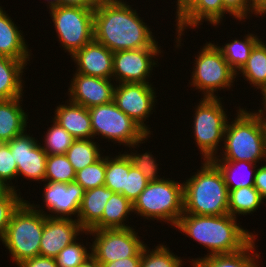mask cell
Instances as JSON below:
<instances>
[{
  "label": "cell",
  "mask_w": 266,
  "mask_h": 267,
  "mask_svg": "<svg viewBox=\"0 0 266 267\" xmlns=\"http://www.w3.org/2000/svg\"><path fill=\"white\" fill-rule=\"evenodd\" d=\"M45 215L26 200L13 213L1 242L9 250L14 264L39 256Z\"/></svg>",
  "instance_id": "obj_6"
},
{
  "label": "cell",
  "mask_w": 266,
  "mask_h": 267,
  "mask_svg": "<svg viewBox=\"0 0 266 267\" xmlns=\"http://www.w3.org/2000/svg\"><path fill=\"white\" fill-rule=\"evenodd\" d=\"M58 41L73 56L94 39V9L56 6L49 9Z\"/></svg>",
  "instance_id": "obj_9"
},
{
  "label": "cell",
  "mask_w": 266,
  "mask_h": 267,
  "mask_svg": "<svg viewBox=\"0 0 266 267\" xmlns=\"http://www.w3.org/2000/svg\"><path fill=\"white\" fill-rule=\"evenodd\" d=\"M263 203L262 197L254 186L229 190L228 212L232 217L252 214Z\"/></svg>",
  "instance_id": "obj_30"
},
{
  "label": "cell",
  "mask_w": 266,
  "mask_h": 267,
  "mask_svg": "<svg viewBox=\"0 0 266 267\" xmlns=\"http://www.w3.org/2000/svg\"><path fill=\"white\" fill-rule=\"evenodd\" d=\"M261 93H262V94H261V95H262L261 98H262V101H263V102H261V103L263 104V105H262V107H263V106H266V88H265Z\"/></svg>",
  "instance_id": "obj_53"
},
{
  "label": "cell",
  "mask_w": 266,
  "mask_h": 267,
  "mask_svg": "<svg viewBox=\"0 0 266 267\" xmlns=\"http://www.w3.org/2000/svg\"><path fill=\"white\" fill-rule=\"evenodd\" d=\"M191 267H199L197 264H193Z\"/></svg>",
  "instance_id": "obj_54"
},
{
  "label": "cell",
  "mask_w": 266,
  "mask_h": 267,
  "mask_svg": "<svg viewBox=\"0 0 266 267\" xmlns=\"http://www.w3.org/2000/svg\"><path fill=\"white\" fill-rule=\"evenodd\" d=\"M12 188L0 178V197L7 195Z\"/></svg>",
  "instance_id": "obj_49"
},
{
  "label": "cell",
  "mask_w": 266,
  "mask_h": 267,
  "mask_svg": "<svg viewBox=\"0 0 266 267\" xmlns=\"http://www.w3.org/2000/svg\"><path fill=\"white\" fill-rule=\"evenodd\" d=\"M113 193L105 185L84 192L78 212V222L85 231L90 230L102 218L106 204Z\"/></svg>",
  "instance_id": "obj_24"
},
{
  "label": "cell",
  "mask_w": 266,
  "mask_h": 267,
  "mask_svg": "<svg viewBox=\"0 0 266 267\" xmlns=\"http://www.w3.org/2000/svg\"><path fill=\"white\" fill-rule=\"evenodd\" d=\"M198 54L194 60L190 85L200 89L199 92L207 98L218 97L215 94L218 90H229L234 85L236 72L226 62L217 45L207 42Z\"/></svg>",
  "instance_id": "obj_8"
},
{
  "label": "cell",
  "mask_w": 266,
  "mask_h": 267,
  "mask_svg": "<svg viewBox=\"0 0 266 267\" xmlns=\"http://www.w3.org/2000/svg\"><path fill=\"white\" fill-rule=\"evenodd\" d=\"M99 0H59V6L95 9Z\"/></svg>",
  "instance_id": "obj_46"
},
{
  "label": "cell",
  "mask_w": 266,
  "mask_h": 267,
  "mask_svg": "<svg viewBox=\"0 0 266 267\" xmlns=\"http://www.w3.org/2000/svg\"><path fill=\"white\" fill-rule=\"evenodd\" d=\"M152 84L120 83L114 87L113 101L117 107L135 121L147 134H151L144 123L157 101L156 92ZM152 112V113H151Z\"/></svg>",
  "instance_id": "obj_13"
},
{
  "label": "cell",
  "mask_w": 266,
  "mask_h": 267,
  "mask_svg": "<svg viewBox=\"0 0 266 267\" xmlns=\"http://www.w3.org/2000/svg\"><path fill=\"white\" fill-rule=\"evenodd\" d=\"M106 173V156H102L95 163L84 167L76 172L75 181L80 184L83 189L89 190L105 184Z\"/></svg>",
  "instance_id": "obj_37"
},
{
  "label": "cell",
  "mask_w": 266,
  "mask_h": 267,
  "mask_svg": "<svg viewBox=\"0 0 266 267\" xmlns=\"http://www.w3.org/2000/svg\"><path fill=\"white\" fill-rule=\"evenodd\" d=\"M228 12L224 9L222 0H191L177 15H176V48H179L184 36V29L195 28L202 25L205 21L213 26L221 24L224 14Z\"/></svg>",
  "instance_id": "obj_17"
},
{
  "label": "cell",
  "mask_w": 266,
  "mask_h": 267,
  "mask_svg": "<svg viewBox=\"0 0 266 267\" xmlns=\"http://www.w3.org/2000/svg\"><path fill=\"white\" fill-rule=\"evenodd\" d=\"M76 172L65 154L48 155L45 166L44 182L68 184L75 181Z\"/></svg>",
  "instance_id": "obj_33"
},
{
  "label": "cell",
  "mask_w": 266,
  "mask_h": 267,
  "mask_svg": "<svg viewBox=\"0 0 266 267\" xmlns=\"http://www.w3.org/2000/svg\"><path fill=\"white\" fill-rule=\"evenodd\" d=\"M224 9L229 15L233 16L239 21H245L248 15L255 14L259 16L260 14L253 8L251 0H222Z\"/></svg>",
  "instance_id": "obj_42"
},
{
  "label": "cell",
  "mask_w": 266,
  "mask_h": 267,
  "mask_svg": "<svg viewBox=\"0 0 266 267\" xmlns=\"http://www.w3.org/2000/svg\"><path fill=\"white\" fill-rule=\"evenodd\" d=\"M69 101L85 108L104 105L113 101L115 82L113 79L74 73L71 79Z\"/></svg>",
  "instance_id": "obj_16"
},
{
  "label": "cell",
  "mask_w": 266,
  "mask_h": 267,
  "mask_svg": "<svg viewBox=\"0 0 266 267\" xmlns=\"http://www.w3.org/2000/svg\"><path fill=\"white\" fill-rule=\"evenodd\" d=\"M191 0H177L176 1V15L190 2Z\"/></svg>",
  "instance_id": "obj_51"
},
{
  "label": "cell",
  "mask_w": 266,
  "mask_h": 267,
  "mask_svg": "<svg viewBox=\"0 0 266 267\" xmlns=\"http://www.w3.org/2000/svg\"><path fill=\"white\" fill-rule=\"evenodd\" d=\"M221 171L224 182L228 190H235L241 187H251L255 183V172L258 167L257 164L248 161H212ZM247 167V169H246ZM239 168L244 170V174L240 173V178L236 176V170ZM240 169V170H241ZM239 170V171H240ZM247 171V172H246ZM235 174V175H234ZM236 176V177H235ZM238 178V179H237Z\"/></svg>",
  "instance_id": "obj_28"
},
{
  "label": "cell",
  "mask_w": 266,
  "mask_h": 267,
  "mask_svg": "<svg viewBox=\"0 0 266 267\" xmlns=\"http://www.w3.org/2000/svg\"><path fill=\"white\" fill-rule=\"evenodd\" d=\"M54 113L52 119L75 139H93L88 108L67 100L65 104L56 106Z\"/></svg>",
  "instance_id": "obj_20"
},
{
  "label": "cell",
  "mask_w": 266,
  "mask_h": 267,
  "mask_svg": "<svg viewBox=\"0 0 266 267\" xmlns=\"http://www.w3.org/2000/svg\"><path fill=\"white\" fill-rule=\"evenodd\" d=\"M91 117L93 139L98 135L108 142L130 146L141 140L147 133L129 116L121 111L114 101L88 108ZM110 140V141H109Z\"/></svg>",
  "instance_id": "obj_10"
},
{
  "label": "cell",
  "mask_w": 266,
  "mask_h": 267,
  "mask_svg": "<svg viewBox=\"0 0 266 267\" xmlns=\"http://www.w3.org/2000/svg\"><path fill=\"white\" fill-rule=\"evenodd\" d=\"M141 256L119 259L110 263H103L102 267H140Z\"/></svg>",
  "instance_id": "obj_45"
},
{
  "label": "cell",
  "mask_w": 266,
  "mask_h": 267,
  "mask_svg": "<svg viewBox=\"0 0 266 267\" xmlns=\"http://www.w3.org/2000/svg\"><path fill=\"white\" fill-rule=\"evenodd\" d=\"M175 228L206 247L209 253L205 256L238 252L258 236L242 228L237 218L230 214L201 216L183 213Z\"/></svg>",
  "instance_id": "obj_2"
},
{
  "label": "cell",
  "mask_w": 266,
  "mask_h": 267,
  "mask_svg": "<svg viewBox=\"0 0 266 267\" xmlns=\"http://www.w3.org/2000/svg\"><path fill=\"white\" fill-rule=\"evenodd\" d=\"M131 213L133 204L122 194L114 192L106 204L102 218L90 230L131 228L124 223Z\"/></svg>",
  "instance_id": "obj_26"
},
{
  "label": "cell",
  "mask_w": 266,
  "mask_h": 267,
  "mask_svg": "<svg viewBox=\"0 0 266 267\" xmlns=\"http://www.w3.org/2000/svg\"><path fill=\"white\" fill-rule=\"evenodd\" d=\"M134 214L145 220H160L175 227L184 213V185L163 176L149 182L133 203Z\"/></svg>",
  "instance_id": "obj_5"
},
{
  "label": "cell",
  "mask_w": 266,
  "mask_h": 267,
  "mask_svg": "<svg viewBox=\"0 0 266 267\" xmlns=\"http://www.w3.org/2000/svg\"><path fill=\"white\" fill-rule=\"evenodd\" d=\"M132 163L128 155L123 154L109 157L106 155V173H105V186L115 193L122 194L125 191L126 172Z\"/></svg>",
  "instance_id": "obj_32"
},
{
  "label": "cell",
  "mask_w": 266,
  "mask_h": 267,
  "mask_svg": "<svg viewBox=\"0 0 266 267\" xmlns=\"http://www.w3.org/2000/svg\"><path fill=\"white\" fill-rule=\"evenodd\" d=\"M92 139H76L65 153L75 172L98 161L103 155Z\"/></svg>",
  "instance_id": "obj_31"
},
{
  "label": "cell",
  "mask_w": 266,
  "mask_h": 267,
  "mask_svg": "<svg viewBox=\"0 0 266 267\" xmlns=\"http://www.w3.org/2000/svg\"><path fill=\"white\" fill-rule=\"evenodd\" d=\"M0 178L13 190H16L17 187L11 180L15 178L16 181L17 179V163L12 156L8 142L3 143L0 147Z\"/></svg>",
  "instance_id": "obj_41"
},
{
  "label": "cell",
  "mask_w": 266,
  "mask_h": 267,
  "mask_svg": "<svg viewBox=\"0 0 266 267\" xmlns=\"http://www.w3.org/2000/svg\"><path fill=\"white\" fill-rule=\"evenodd\" d=\"M131 228L88 230L85 235L94 237L91 254L101 265L119 259L142 256L146 244L142 242L138 232Z\"/></svg>",
  "instance_id": "obj_11"
},
{
  "label": "cell",
  "mask_w": 266,
  "mask_h": 267,
  "mask_svg": "<svg viewBox=\"0 0 266 267\" xmlns=\"http://www.w3.org/2000/svg\"><path fill=\"white\" fill-rule=\"evenodd\" d=\"M160 47H145L135 50H122L113 53V75L116 84L144 83L151 84L150 78L153 67L158 61L156 56L161 55ZM154 57V59H153ZM157 62V63H156Z\"/></svg>",
  "instance_id": "obj_12"
},
{
  "label": "cell",
  "mask_w": 266,
  "mask_h": 267,
  "mask_svg": "<svg viewBox=\"0 0 266 267\" xmlns=\"http://www.w3.org/2000/svg\"><path fill=\"white\" fill-rule=\"evenodd\" d=\"M17 267H59L55 258L36 256L22 261Z\"/></svg>",
  "instance_id": "obj_43"
},
{
  "label": "cell",
  "mask_w": 266,
  "mask_h": 267,
  "mask_svg": "<svg viewBox=\"0 0 266 267\" xmlns=\"http://www.w3.org/2000/svg\"><path fill=\"white\" fill-rule=\"evenodd\" d=\"M30 135L25 131L8 142L12 156L17 163V177L43 182L48 155L42 149L38 139Z\"/></svg>",
  "instance_id": "obj_15"
},
{
  "label": "cell",
  "mask_w": 266,
  "mask_h": 267,
  "mask_svg": "<svg viewBox=\"0 0 266 267\" xmlns=\"http://www.w3.org/2000/svg\"><path fill=\"white\" fill-rule=\"evenodd\" d=\"M147 244L142 250L140 267H181L183 259L170 252L169 247L163 244H157L154 249L147 248Z\"/></svg>",
  "instance_id": "obj_34"
},
{
  "label": "cell",
  "mask_w": 266,
  "mask_h": 267,
  "mask_svg": "<svg viewBox=\"0 0 266 267\" xmlns=\"http://www.w3.org/2000/svg\"><path fill=\"white\" fill-rule=\"evenodd\" d=\"M255 239L256 236L238 252L193 258L190 263L199 267H260V253H255Z\"/></svg>",
  "instance_id": "obj_23"
},
{
  "label": "cell",
  "mask_w": 266,
  "mask_h": 267,
  "mask_svg": "<svg viewBox=\"0 0 266 267\" xmlns=\"http://www.w3.org/2000/svg\"><path fill=\"white\" fill-rule=\"evenodd\" d=\"M20 189L11 190L7 195L0 197V241L4 237L13 213L25 201L21 198Z\"/></svg>",
  "instance_id": "obj_39"
},
{
  "label": "cell",
  "mask_w": 266,
  "mask_h": 267,
  "mask_svg": "<svg viewBox=\"0 0 266 267\" xmlns=\"http://www.w3.org/2000/svg\"><path fill=\"white\" fill-rule=\"evenodd\" d=\"M148 183L143 173L132 165L129 172H126L125 191L122 195L133 204Z\"/></svg>",
  "instance_id": "obj_40"
},
{
  "label": "cell",
  "mask_w": 266,
  "mask_h": 267,
  "mask_svg": "<svg viewBox=\"0 0 266 267\" xmlns=\"http://www.w3.org/2000/svg\"><path fill=\"white\" fill-rule=\"evenodd\" d=\"M242 74L244 80L249 81L255 89L261 92L266 88V43L262 39L254 46L250 57L243 67L236 73V76Z\"/></svg>",
  "instance_id": "obj_27"
},
{
  "label": "cell",
  "mask_w": 266,
  "mask_h": 267,
  "mask_svg": "<svg viewBox=\"0 0 266 267\" xmlns=\"http://www.w3.org/2000/svg\"><path fill=\"white\" fill-rule=\"evenodd\" d=\"M25 66L27 65L21 60L0 56V100L22 97L24 94L22 75Z\"/></svg>",
  "instance_id": "obj_25"
},
{
  "label": "cell",
  "mask_w": 266,
  "mask_h": 267,
  "mask_svg": "<svg viewBox=\"0 0 266 267\" xmlns=\"http://www.w3.org/2000/svg\"><path fill=\"white\" fill-rule=\"evenodd\" d=\"M256 113L260 116V118L262 120L265 134H266V106L263 107V110L259 109L258 112L256 111Z\"/></svg>",
  "instance_id": "obj_50"
},
{
  "label": "cell",
  "mask_w": 266,
  "mask_h": 267,
  "mask_svg": "<svg viewBox=\"0 0 266 267\" xmlns=\"http://www.w3.org/2000/svg\"><path fill=\"white\" fill-rule=\"evenodd\" d=\"M47 1V7L50 8H53V7H56V6H59V0H45Z\"/></svg>",
  "instance_id": "obj_52"
},
{
  "label": "cell",
  "mask_w": 266,
  "mask_h": 267,
  "mask_svg": "<svg viewBox=\"0 0 266 267\" xmlns=\"http://www.w3.org/2000/svg\"><path fill=\"white\" fill-rule=\"evenodd\" d=\"M253 8L260 14L266 15V0H251Z\"/></svg>",
  "instance_id": "obj_47"
},
{
  "label": "cell",
  "mask_w": 266,
  "mask_h": 267,
  "mask_svg": "<svg viewBox=\"0 0 266 267\" xmlns=\"http://www.w3.org/2000/svg\"><path fill=\"white\" fill-rule=\"evenodd\" d=\"M21 99L0 100V140L4 143L27 131L28 113L23 110Z\"/></svg>",
  "instance_id": "obj_22"
},
{
  "label": "cell",
  "mask_w": 266,
  "mask_h": 267,
  "mask_svg": "<svg viewBox=\"0 0 266 267\" xmlns=\"http://www.w3.org/2000/svg\"><path fill=\"white\" fill-rule=\"evenodd\" d=\"M12 20L0 6V56L21 60L27 65L32 53L24 40L23 32L19 30L20 27Z\"/></svg>",
  "instance_id": "obj_21"
},
{
  "label": "cell",
  "mask_w": 266,
  "mask_h": 267,
  "mask_svg": "<svg viewBox=\"0 0 266 267\" xmlns=\"http://www.w3.org/2000/svg\"><path fill=\"white\" fill-rule=\"evenodd\" d=\"M78 267H102L97 260L91 256L88 258L83 264L79 265Z\"/></svg>",
  "instance_id": "obj_48"
},
{
  "label": "cell",
  "mask_w": 266,
  "mask_h": 267,
  "mask_svg": "<svg viewBox=\"0 0 266 267\" xmlns=\"http://www.w3.org/2000/svg\"><path fill=\"white\" fill-rule=\"evenodd\" d=\"M124 0H99L94 9V40L110 51L161 47L150 26Z\"/></svg>",
  "instance_id": "obj_1"
},
{
  "label": "cell",
  "mask_w": 266,
  "mask_h": 267,
  "mask_svg": "<svg viewBox=\"0 0 266 267\" xmlns=\"http://www.w3.org/2000/svg\"><path fill=\"white\" fill-rule=\"evenodd\" d=\"M202 162L201 170L183 182L184 213L201 216L229 214V190L221 171L211 160Z\"/></svg>",
  "instance_id": "obj_4"
},
{
  "label": "cell",
  "mask_w": 266,
  "mask_h": 267,
  "mask_svg": "<svg viewBox=\"0 0 266 267\" xmlns=\"http://www.w3.org/2000/svg\"><path fill=\"white\" fill-rule=\"evenodd\" d=\"M151 134H146L141 140L134 142L132 145L129 147L135 152L128 153V151L125 153L128 155L132 165L137 168L139 171H141L144 175V177L149 181H158L162 180L158 174V165L156 162V159L153 157L152 153L145 152V153H138L134 148H137L136 146H140L141 143H145L144 140H148V137L150 138ZM143 141V142H142ZM140 143V144H139Z\"/></svg>",
  "instance_id": "obj_36"
},
{
  "label": "cell",
  "mask_w": 266,
  "mask_h": 267,
  "mask_svg": "<svg viewBox=\"0 0 266 267\" xmlns=\"http://www.w3.org/2000/svg\"><path fill=\"white\" fill-rule=\"evenodd\" d=\"M44 193L42 194L43 203L47 211H43L44 207L27 202L37 211H40L47 217L51 218H72V215L77 217L82 198L85 190L76 181L68 184L60 182H47L44 184ZM39 208V209H38ZM42 208V209H41ZM53 213V214H52ZM55 214V215H54ZM70 216V217H69Z\"/></svg>",
  "instance_id": "obj_14"
},
{
  "label": "cell",
  "mask_w": 266,
  "mask_h": 267,
  "mask_svg": "<svg viewBox=\"0 0 266 267\" xmlns=\"http://www.w3.org/2000/svg\"><path fill=\"white\" fill-rule=\"evenodd\" d=\"M78 238L71 244L63 248L59 254L55 257L56 263L59 267H78L83 264L88 258L92 256L91 254V243L90 250L83 244L78 243ZM88 251V252H87Z\"/></svg>",
  "instance_id": "obj_38"
},
{
  "label": "cell",
  "mask_w": 266,
  "mask_h": 267,
  "mask_svg": "<svg viewBox=\"0 0 266 267\" xmlns=\"http://www.w3.org/2000/svg\"><path fill=\"white\" fill-rule=\"evenodd\" d=\"M244 39H234L224 46H217L229 66L237 73L250 57L254 46L261 40L257 35L248 33Z\"/></svg>",
  "instance_id": "obj_29"
},
{
  "label": "cell",
  "mask_w": 266,
  "mask_h": 267,
  "mask_svg": "<svg viewBox=\"0 0 266 267\" xmlns=\"http://www.w3.org/2000/svg\"><path fill=\"white\" fill-rule=\"evenodd\" d=\"M236 112L237 117L225 128L223 154L211 161L266 162V134L260 116L240 106Z\"/></svg>",
  "instance_id": "obj_3"
},
{
  "label": "cell",
  "mask_w": 266,
  "mask_h": 267,
  "mask_svg": "<svg viewBox=\"0 0 266 267\" xmlns=\"http://www.w3.org/2000/svg\"><path fill=\"white\" fill-rule=\"evenodd\" d=\"M70 57L77 66L76 73L112 79L113 52L94 39Z\"/></svg>",
  "instance_id": "obj_19"
},
{
  "label": "cell",
  "mask_w": 266,
  "mask_h": 267,
  "mask_svg": "<svg viewBox=\"0 0 266 267\" xmlns=\"http://www.w3.org/2000/svg\"><path fill=\"white\" fill-rule=\"evenodd\" d=\"M86 231L76 218H51L45 215V224L40 241L39 255L55 258L67 245Z\"/></svg>",
  "instance_id": "obj_18"
},
{
  "label": "cell",
  "mask_w": 266,
  "mask_h": 267,
  "mask_svg": "<svg viewBox=\"0 0 266 267\" xmlns=\"http://www.w3.org/2000/svg\"><path fill=\"white\" fill-rule=\"evenodd\" d=\"M220 99H222L220 96L219 98H201L193 114L192 133L203 161L216 157L220 143L224 141L227 122L231 119H228L229 115L224 111L226 109Z\"/></svg>",
  "instance_id": "obj_7"
},
{
  "label": "cell",
  "mask_w": 266,
  "mask_h": 267,
  "mask_svg": "<svg viewBox=\"0 0 266 267\" xmlns=\"http://www.w3.org/2000/svg\"><path fill=\"white\" fill-rule=\"evenodd\" d=\"M53 124L44 135V145L41 144L42 149L47 155L65 154L72 143L76 140L56 121L52 120Z\"/></svg>",
  "instance_id": "obj_35"
},
{
  "label": "cell",
  "mask_w": 266,
  "mask_h": 267,
  "mask_svg": "<svg viewBox=\"0 0 266 267\" xmlns=\"http://www.w3.org/2000/svg\"><path fill=\"white\" fill-rule=\"evenodd\" d=\"M265 164V165H263ZM261 164L255 172V183L254 188L259 192L262 199H266V163Z\"/></svg>",
  "instance_id": "obj_44"
}]
</instances>
